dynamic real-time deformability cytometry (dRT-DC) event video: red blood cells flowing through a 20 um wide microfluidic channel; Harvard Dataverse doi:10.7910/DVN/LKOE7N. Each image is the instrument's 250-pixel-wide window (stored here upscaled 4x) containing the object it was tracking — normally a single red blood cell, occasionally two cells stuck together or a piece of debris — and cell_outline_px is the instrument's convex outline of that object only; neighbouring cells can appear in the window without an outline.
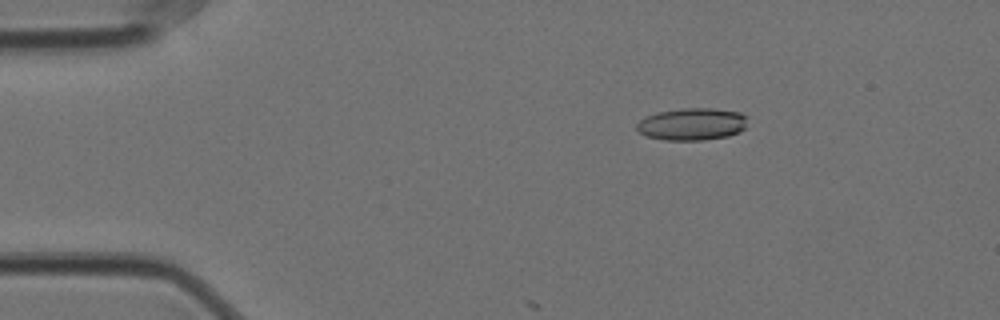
{"species": "Egyptian fruit bat (a non-hibernating species)", "species_latin": "Rousettus aegyptiacus", "temperature_condition": "cold", "stored_images_in_passage": 10, "camera_frame_rate_fps": 3000, "um_per_image_px": 0.085, "animal": {"sex": "female"}, "frame": {"image": 1, "passage_image": 8, "time_ms": 2.333, "image_size_px": [1000, 320], "cell_outline_px": [[748, 116], [744, 128], [740, 132], [728, 136], [704, 140], [664, 140], [648, 136], [640, 132], [636, 128], [636, 124], [644, 116], [660, 112], [684, 108], [712, 108], [740, 112]], "centroid_in_image_um": [58.84, 10.55], "position_along_channel_um": 26.2, "area_um2": 20.87}}